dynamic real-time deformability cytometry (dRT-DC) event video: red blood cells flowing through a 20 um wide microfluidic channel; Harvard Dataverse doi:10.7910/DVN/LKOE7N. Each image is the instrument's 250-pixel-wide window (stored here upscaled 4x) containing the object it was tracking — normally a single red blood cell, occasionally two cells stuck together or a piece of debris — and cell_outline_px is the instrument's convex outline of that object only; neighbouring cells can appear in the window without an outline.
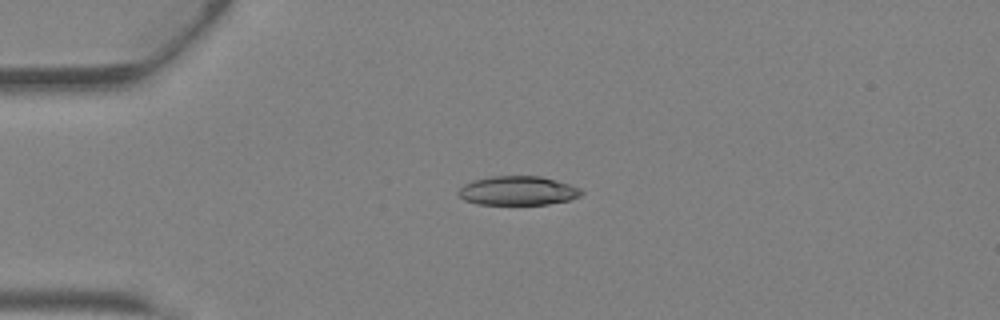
{"species": "Egyptian fruit bat (a non-hibernating species)", "species_latin": "Rousettus aegyptiacus", "temperature_condition": "warm", "stored_images_in_passage": 32, "camera_frame_rate_fps": 3000, "um_per_image_px": 0.085, "animal": {"sex": "female"}, "frame": {"image": 1, "passage_image": 1, "time_ms": 0.0, "image_size_px": [1000, 320], "cell_outline_px": [[584, 192], [580, 196], [568, 200], [548, 204], [476, 204], [464, 200], [456, 192], [464, 184], [472, 180], [492, 176], [540, 176], [568, 184], [580, 188]], "centroid_in_image_um": [43.98, 16.21], "position_along_channel_um": 41.0, "area_um2": 20.75}}
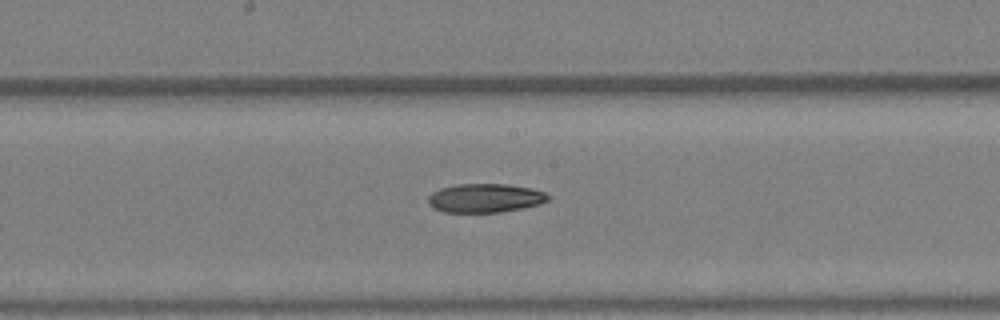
{"frame": {"image": 2, "passage_image": 13, "time_ms": 4.0, "image_size_px": [1000, 320], "cell_outline_px": [[548, 200], [540, 204], [500, 212], [444, 212], [432, 208], [428, 204], [428, 196], [432, 192], [440, 188], [456, 184], [504, 184], [532, 188], [544, 192], [548, 196]], "centroid_in_image_um": [41.18, 16.83], "position_along_channel_um": 207.0, "area_um2": 20.11}}
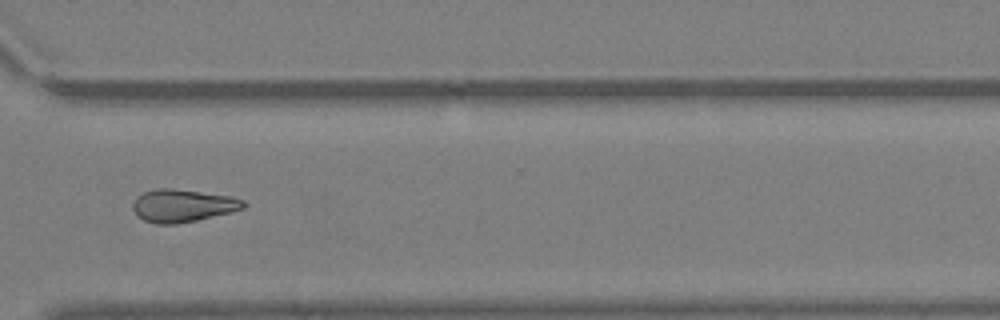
{"frame": {"image": 3, "passage_image": 22, "time_ms": 7.0, "image_size_px": [1000, 320], "cell_outline_px": [[248, 204], [244, 208], [232, 212], [196, 220], [176, 224], [156, 224], [144, 220], [136, 216], [132, 208], [132, 204], [136, 196], [144, 192], [156, 188], [172, 188], [232, 196], [244, 200]], "centroid_in_image_um": [15.52, 17.47], "position_along_channel_um": 355.1, "area_um2": 21.33}}